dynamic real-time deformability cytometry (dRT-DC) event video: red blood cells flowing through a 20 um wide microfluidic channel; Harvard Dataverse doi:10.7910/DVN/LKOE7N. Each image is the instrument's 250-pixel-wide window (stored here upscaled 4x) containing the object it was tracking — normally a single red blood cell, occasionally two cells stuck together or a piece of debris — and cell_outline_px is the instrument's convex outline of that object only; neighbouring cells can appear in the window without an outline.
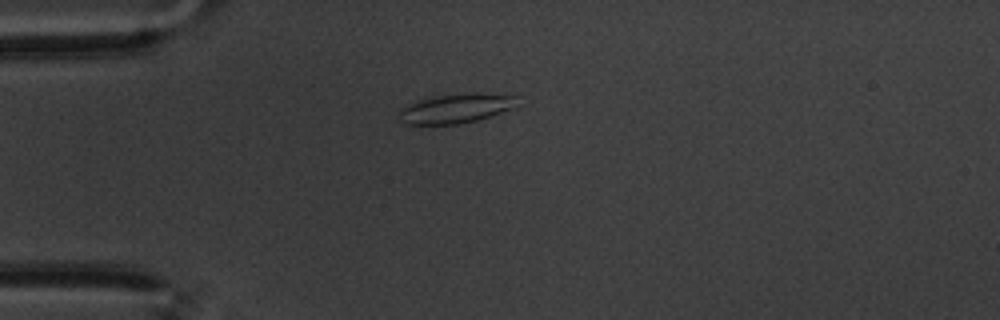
{"species": "common noctule bat (a hibernating species)", "species_latin": "Nyctalus noctula", "temperature_condition": "warm", "stored_images_in_passage": 45, "camera_frame_rate_fps": 3000, "um_per_image_px": 0.085, "animal": {"sex": "male", "body_mass_g": 20.1, "forearm_length_mm": 53.5}, "frame": {"image": 1, "passage_image": 2, "time_ms": 0.333, "image_size_px": [1000, 320], "cell_outline_px": [[516, 108], [476, 120], [460, 124], [400, 124], [400, 108], [404, 104], [416, 100], [440, 96], [472, 92], [476, 92], [516, 96]], "centroid_in_image_um": [38.72, 9.21], "position_along_channel_um": 46.3, "area_um2": 20.35}}
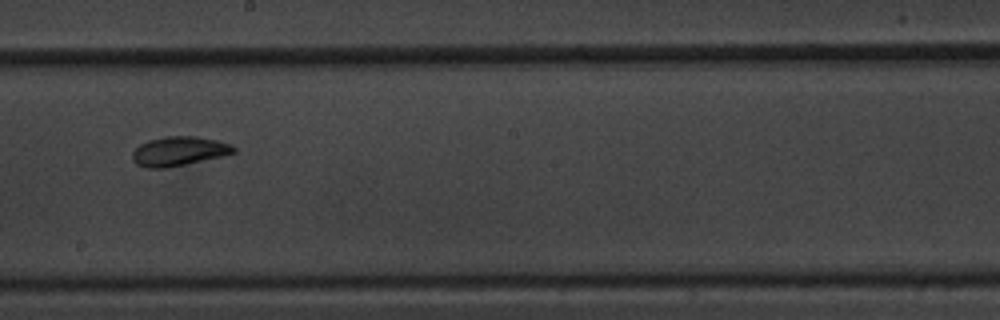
{"frame": {"image": 2, "passage_image": 20, "time_ms": 6.333, "image_size_px": [1000, 320], "cell_outline_px": [[236, 152], [220, 156], [168, 168], [144, 168], [136, 164], [132, 160], [132, 152], [140, 144], [148, 140], [164, 136], [196, 136], [216, 140], [232, 144], [236, 148]], "centroid_in_image_um": [15.17, 12.85], "position_along_channel_um": 233.0, "area_um2": 17.34}}
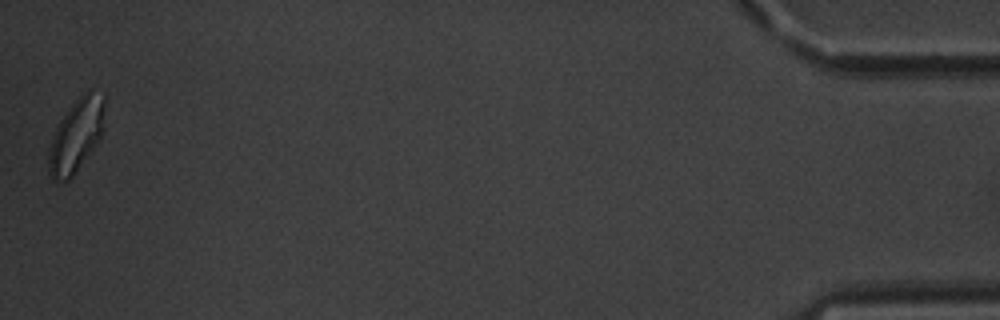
{"frame": {"image": 3, "passage_image": 45, "time_ms": 14.667, "image_size_px": [1000, 320], "cell_outline_px": [[104, 108], [100, 140], [72, 176], [68, 180], [52, 180], [48, 176], [48, 152], [52, 136], [60, 120], [72, 104], [88, 88], [92, 88], [104, 96]], "centroid_in_image_um": [6.46, 11.51], "position_along_channel_um": 428.7, "area_um2": 23.76}, "authors_computed_cell_mechanics": {"area_um2": 17.2244, "velocity_mm_per_s": 3.4146, "shape_relaxation_time_tau1_ms": 4.2631, "shape_relaxation_time_tau2_ms": 2.1214, "deformation_change_tau1": 0.1162, "deformation_change_tau2": 0.0612}}